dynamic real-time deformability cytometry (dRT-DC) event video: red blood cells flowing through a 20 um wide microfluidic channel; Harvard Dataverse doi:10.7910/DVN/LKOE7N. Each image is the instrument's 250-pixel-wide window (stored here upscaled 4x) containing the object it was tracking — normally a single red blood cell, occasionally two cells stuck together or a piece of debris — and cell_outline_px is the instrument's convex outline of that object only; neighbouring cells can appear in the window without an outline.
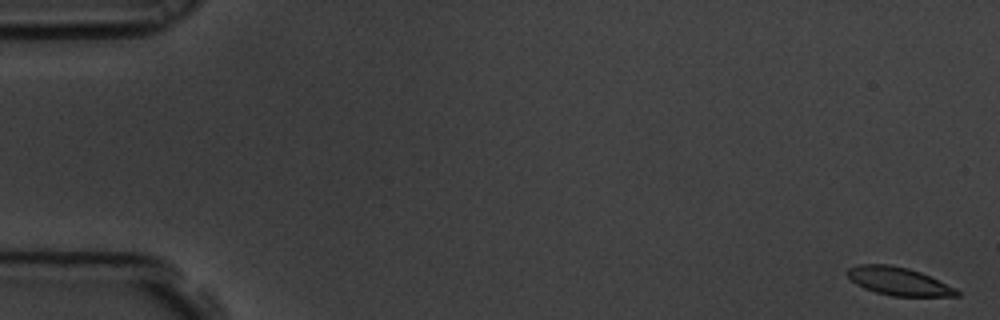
{"species": "common noctule bat (a hibernating species)", "species_latin": "Nyctalus noctula", "temperature_condition": "room temperature", "stored_images_in_passage": 60, "camera_frame_rate_fps": 3000, "um_per_image_px": 0.085, "animal": {"sex": "male", "body_mass_g": 19.5, "forearm_length_mm": 54.6}, "frame": {"image": 1, "passage_image": 1, "time_ms": 0.0, "image_size_px": [1000, 320], "cell_outline_px": [[960, 296], [892, 296], [876, 292], [864, 288], [856, 284], [848, 276], [848, 268], [860, 264], [888, 264], [908, 268], [920, 272], [956, 288], [960, 292]], "centroid_in_image_um": [76.39, 23.91], "position_along_channel_um": 8.6, "area_um2": 17.74}}
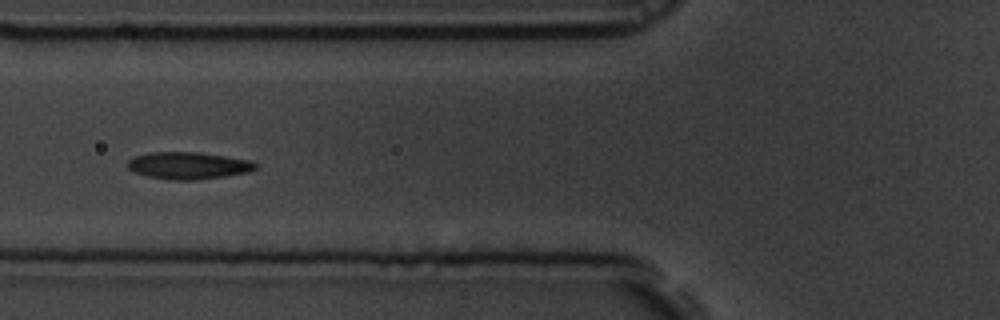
{"frame": {"image": 2, "passage_image": 23, "time_ms": 7.333, "image_size_px": [1000, 320], "cell_outline_px": [[256, 168], [248, 172], [224, 176], [196, 180], [172, 180], [148, 176], [132, 172], [128, 168], [128, 160], [136, 156], [152, 152], [200, 152], [252, 160], [256, 164]], "centroid_in_image_um": [16.01, 14.07], "position_along_channel_um": 109.8, "area_um2": 20.17}}
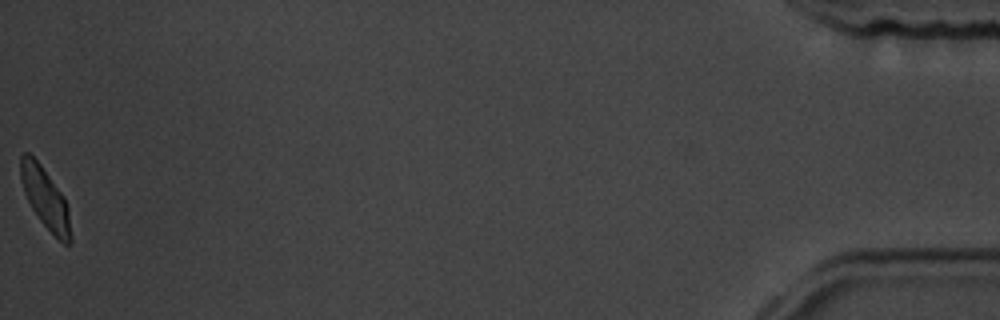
{"frame": {"image": 3, "passage_image": 60, "time_ms": 19.667, "image_size_px": [1000, 320], "cell_outline_px": [[72, 244], [64, 244], [40, 220], [32, 208], [24, 192], [20, 180], [20, 156], [24, 152], [28, 152], [40, 164], [64, 196], [68, 204], [72, 236]], "centroid_in_image_um": [3.87, 16.85], "position_along_channel_um": 431.3, "area_um2": 17.74}, "authors_computed_cell_mechanics": {"area_um2": 18.9295, "velocity_mm_per_s": 3.4117, "shape_relaxation_time_tau1_ms": 4.3844, "shape_relaxation_time_tau2_ms": 3.8282, "deformation_change_tau1": 0.12, "deformation_change_tau2": 0.0885}}